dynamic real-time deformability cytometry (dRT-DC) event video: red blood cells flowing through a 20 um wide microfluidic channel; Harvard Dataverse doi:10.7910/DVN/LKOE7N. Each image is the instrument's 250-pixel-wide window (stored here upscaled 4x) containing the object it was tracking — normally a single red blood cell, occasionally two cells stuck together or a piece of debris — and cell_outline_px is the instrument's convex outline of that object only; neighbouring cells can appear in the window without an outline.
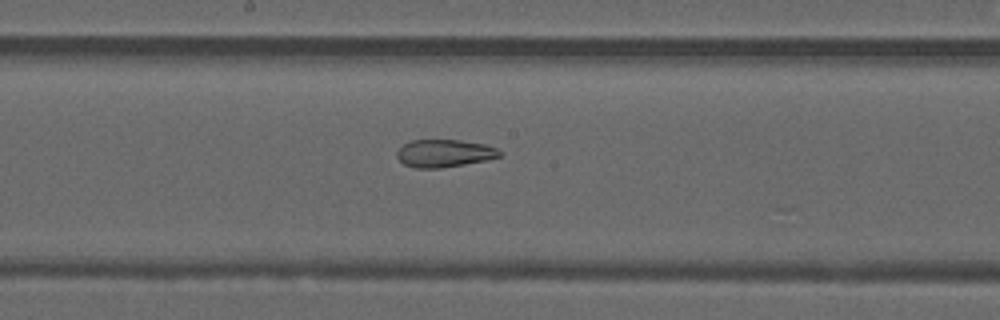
{"species": "common noctule bat (a hibernating species)", "species_latin": "Nyctalus noctula", "temperature_condition": "warm", "stored_images_in_passage": 44, "camera_frame_rate_fps": 3000, "um_per_image_px": 0.085, "animal": {"sex": "male", "forearm_length_mm": 52.5}, "frame": {"image": 1, "passage_image": 23, "time_ms": 7.333, "image_size_px": [1000, 320], "cell_outline_px": [[500, 156], [484, 160], [464, 164], [440, 168], [412, 168], [404, 164], [396, 156], [396, 152], [404, 144], [412, 140], [460, 140], [484, 144], [496, 148], [500, 152]], "centroid_in_image_um": [37.72, 13.03], "position_along_channel_um": 210.5, "area_um2": 16.36}}
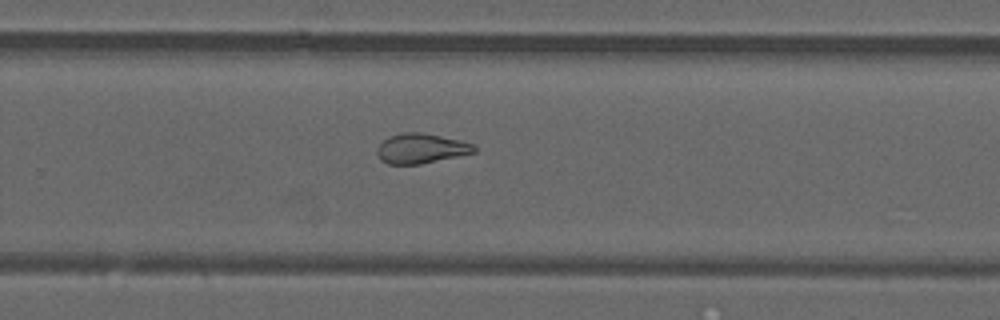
{"frame": {"image": 2, "passage_image": 29, "time_ms": 9.333, "image_size_px": [1000, 320], "cell_outline_px": [[476, 152], [420, 164], [388, 164], [380, 160], [376, 152], [376, 148], [388, 136], [404, 132], [424, 132], [460, 140], [476, 144]], "centroid_in_image_um": [35.79, 12.61], "position_along_channel_um": 294.0, "area_um2": 17.05}}
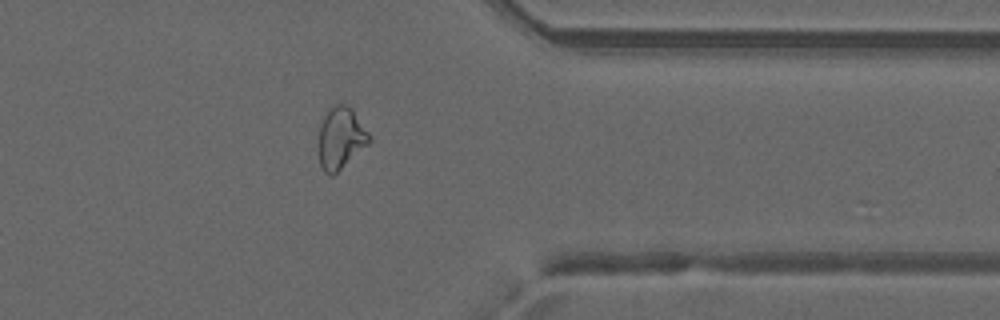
{"frame": {"image": 3, "passage_image": 36, "time_ms": 11.667, "image_size_px": [1000, 320], "cell_outline_px": [[372, 140], [368, 144], [332, 176], [328, 176], [324, 172], [320, 164], [316, 148], [320, 124], [324, 116], [332, 104], [348, 104], [352, 108], [372, 136]], "centroid_in_image_um": [28.93, 11.72], "position_along_channel_um": 382.5, "area_um2": 18.73}}